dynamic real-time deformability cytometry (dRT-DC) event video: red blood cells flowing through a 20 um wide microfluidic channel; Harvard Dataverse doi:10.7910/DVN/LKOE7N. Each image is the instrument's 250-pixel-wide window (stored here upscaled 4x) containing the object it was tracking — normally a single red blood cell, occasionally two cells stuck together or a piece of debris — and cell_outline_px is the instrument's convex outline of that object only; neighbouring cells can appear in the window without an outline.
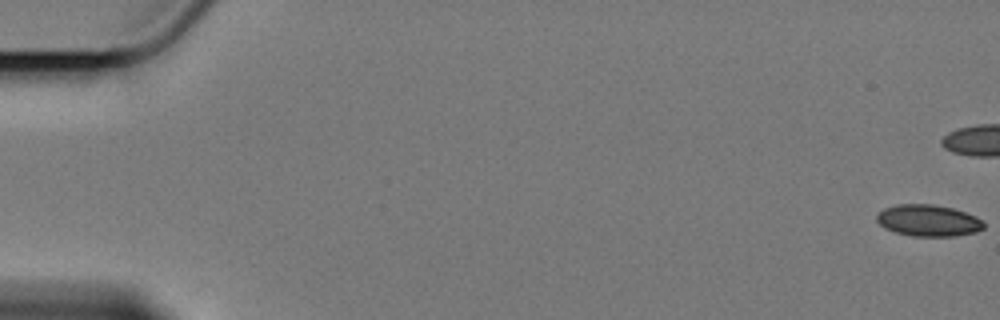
{"species": "Egyptian fruit bat (a non-hibernating species)", "species_latin": "Rousettus aegyptiacus", "temperature_condition": "cold", "stored_images_in_passage": 15, "camera_frame_rate_fps": 3000, "um_per_image_px": 0.085, "animal": {"sex": "female"}, "frame": {"image": 1, "passage_image": 1, "time_ms": 0.0, "image_size_px": [1000, 320], "cell_outline_px": [[984, 228], [976, 232], [952, 236], [912, 236], [896, 232], [884, 228], [876, 220], [876, 216], [884, 208], [896, 204], [932, 204], [952, 208], [976, 216], [984, 224]], "centroid_in_image_um": [78.88, 18.74], "position_along_channel_um": 6.1, "area_um2": 19.59}}